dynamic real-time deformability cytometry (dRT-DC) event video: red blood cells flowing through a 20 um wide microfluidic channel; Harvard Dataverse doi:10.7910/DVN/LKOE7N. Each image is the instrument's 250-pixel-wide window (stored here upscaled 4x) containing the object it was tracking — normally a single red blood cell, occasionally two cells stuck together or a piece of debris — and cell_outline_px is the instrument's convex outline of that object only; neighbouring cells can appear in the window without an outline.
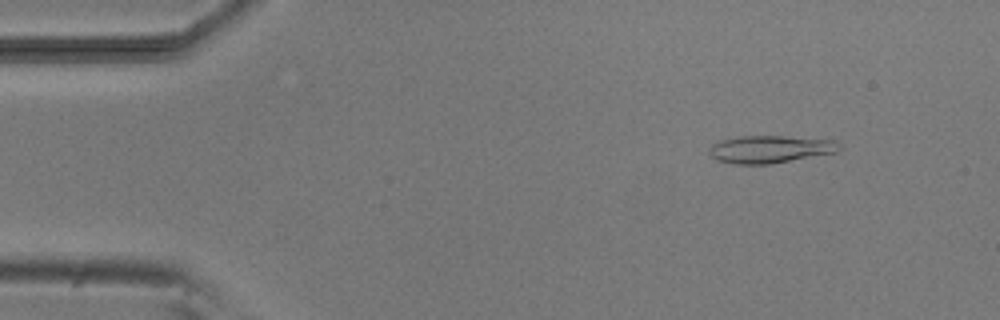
{"species": "common noctule bat (a hibernating species)", "species_latin": "Nyctalus noctula", "temperature_condition": "room temperature", "stored_images_in_passage": 7, "camera_frame_rate_fps": 3000, "um_per_image_px": 0.085, "animal": {"sex": "male", "body_mass_g": 20.5, "forearm_length_mm": 52.5}, "frame": {"image": 1, "passage_image": 1, "time_ms": 0.0, "image_size_px": [1000, 320], "cell_outline_px": [[840, 148], [836, 152], [772, 164], [732, 164], [716, 160], [708, 152], [708, 148], [712, 144], [720, 140], [740, 136], [784, 136], [836, 140], [840, 144]], "centroid_in_image_um": [65.43, 12.68], "position_along_channel_um": 19.6, "area_um2": 20.98}}
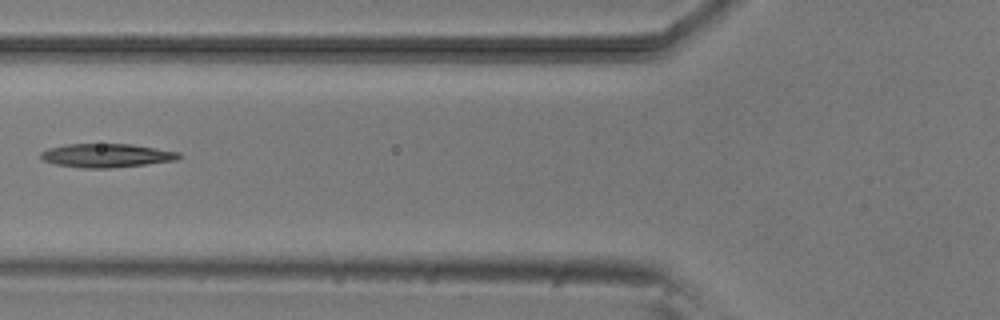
{"frame": {"image": 2, "passage_image": 5, "time_ms": 4.667, "image_size_px": [1000, 320], "cell_outline_px": [[184, 156], [176, 160], [144, 164], [108, 168], [80, 168], [56, 164], [44, 160], [40, 156], [40, 152], [48, 148], [64, 144], [132, 144], [180, 152]], "centroid_in_image_um": [9.05, 13.21], "position_along_channel_um": 116.7, "area_um2": 19.07}}
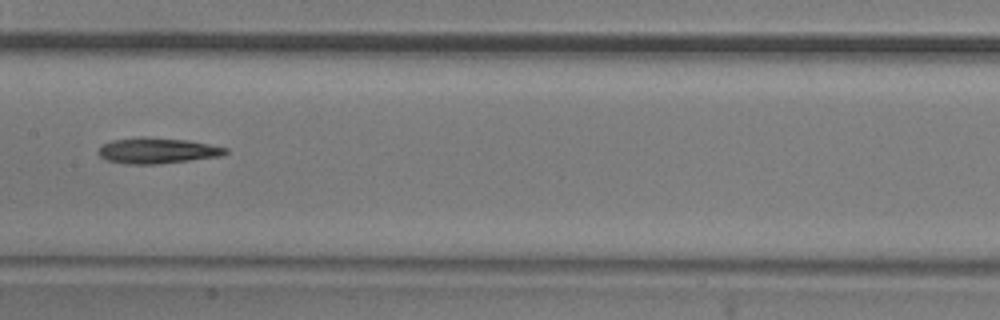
{"frame": {"image": 3, "passage_image": 7, "time_ms": 6.667, "image_size_px": [1000, 320], "cell_outline_px": [[228, 152], [220, 156], [160, 164], [124, 164], [104, 160], [96, 152], [104, 144], [112, 140], [140, 136], [144, 136], [188, 140], [228, 148]], "centroid_in_image_um": [13.33, 12.8], "position_along_channel_um": 194.1, "area_um2": 19.25}}